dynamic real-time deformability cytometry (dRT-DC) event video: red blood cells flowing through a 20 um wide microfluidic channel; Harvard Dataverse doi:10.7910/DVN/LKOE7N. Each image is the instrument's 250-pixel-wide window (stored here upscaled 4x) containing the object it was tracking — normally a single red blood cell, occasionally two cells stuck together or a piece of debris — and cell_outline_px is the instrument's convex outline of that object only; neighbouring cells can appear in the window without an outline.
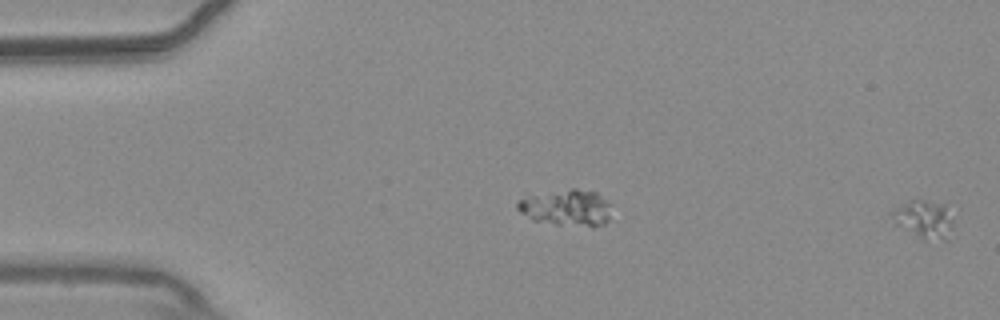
{"species": "common noctule bat (a hibernating species)", "species_latin": "Nyctalus noctula", "temperature_condition": "warm", "stored_images_in_passage": 56, "camera_frame_rate_fps": 3000, "um_per_image_px": 0.085, "animal": {"sex": "male", "body_mass_g": 20.4}, "frame": {"image": 1, "passage_image": 1, "time_ms": 0.0, "image_size_px": [1000, 320], "cell_outline_px": [[952, 220], [944, 240], [920, 236], [896, 224], [888, 216], [896, 208], [912, 200], [924, 200], [944, 204]], "centroid_in_image_um": [78.48, 18.57], "position_along_channel_um": 6.5, "area_um2": 12.54}}
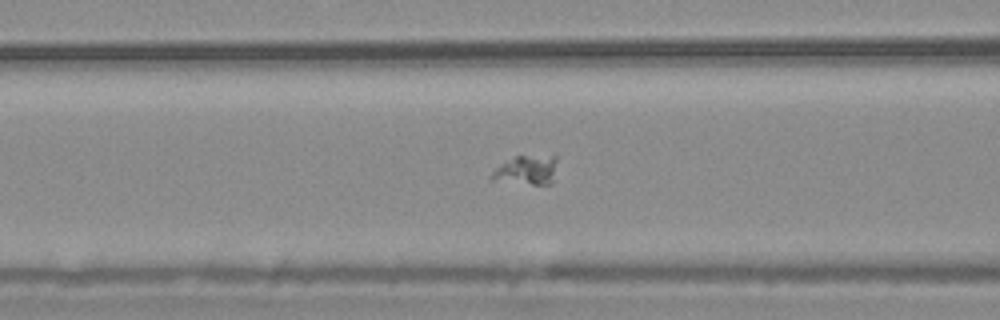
{"frame": {"image": 2, "passage_image": 23, "time_ms": 7.333, "image_size_px": [1000, 320], "cell_outline_px": [[556, 160], [552, 184], [532, 184], [492, 180], [492, 172], [500, 164], [516, 156], [556, 152]], "centroid_in_image_um": [44.83, 14.39], "position_along_channel_um": 121.8, "area_um2": 11.44}}
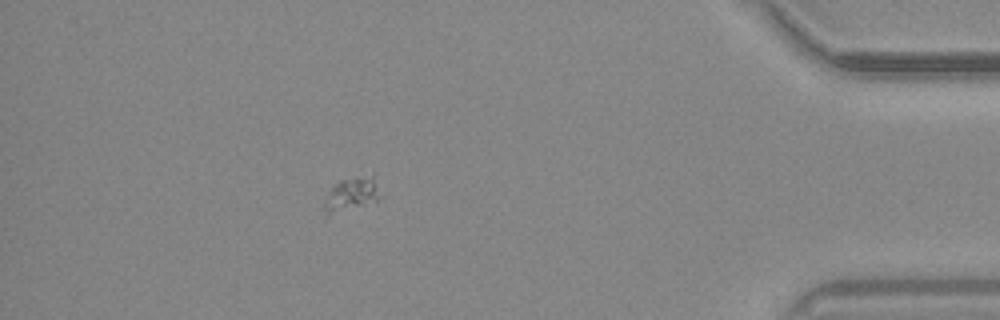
{"frame": {"image": 3, "passage_image": 50, "time_ms": 16.333, "image_size_px": [1000, 320], "cell_outline_px": [[384, 196], [376, 200], [328, 216], [324, 208], [324, 200], [332, 188], [340, 180], [372, 172]], "centroid_in_image_um": [29.95, 16.45], "position_along_channel_um": 405.2, "area_um2": 11.21}}